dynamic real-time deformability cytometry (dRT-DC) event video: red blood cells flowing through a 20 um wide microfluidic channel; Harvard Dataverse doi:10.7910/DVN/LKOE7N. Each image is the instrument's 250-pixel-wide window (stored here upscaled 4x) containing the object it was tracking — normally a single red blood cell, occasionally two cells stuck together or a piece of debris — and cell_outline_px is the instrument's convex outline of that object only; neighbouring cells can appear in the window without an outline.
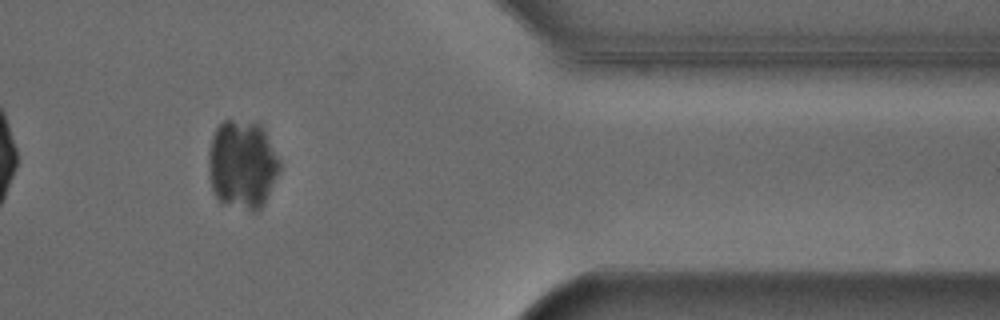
{"species": "Egyptian fruit bat (a non-hibernating species)", "species_latin": "Rousettus aegyptiacus", "temperature_condition": "cold", "stored_images_in_passage": 34, "camera_frame_rate_fps": 3000, "um_per_image_px": 0.085, "animal": {"sex": "male"}, "frame": {"image": 1, "passage_image": 28, "time_ms": 9.0, "image_size_px": [1000, 320], "cell_outline_px": [[280, 168], [264, 204], [256, 212], [252, 212], [220, 204], [212, 188], [208, 176], [208, 152], [212, 136], [216, 128], [224, 120], [232, 120], [260, 124], [280, 160]], "centroid_in_image_um": [20.56, 14.03], "position_along_channel_um": 390.8, "area_um2": 37.05}}